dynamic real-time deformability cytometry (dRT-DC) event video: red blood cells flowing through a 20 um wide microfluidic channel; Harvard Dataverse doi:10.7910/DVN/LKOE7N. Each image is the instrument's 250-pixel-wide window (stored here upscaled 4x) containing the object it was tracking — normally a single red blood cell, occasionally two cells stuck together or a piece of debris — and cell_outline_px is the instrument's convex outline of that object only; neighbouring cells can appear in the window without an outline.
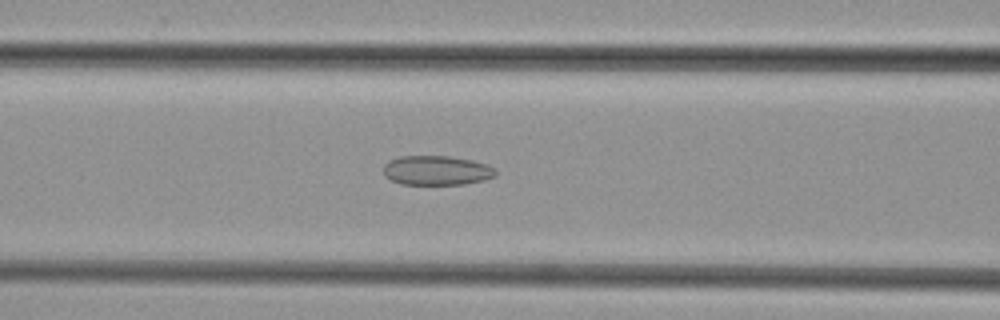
{"species": "common noctule bat (a hibernating species)", "species_latin": "Nyctalus noctula", "temperature_condition": "cold", "stored_images_in_passage": 45, "camera_frame_rate_fps": 3000, "um_per_image_px": 0.085, "animal": {"sex": "female", "body_mass_g": 29.2, "forearm_length_mm": 56.3}, "frame": {"image": 1, "passage_image": 18, "time_ms": 5.667, "image_size_px": [1000, 320], "cell_outline_px": [[496, 176], [484, 180], [464, 184], [400, 184], [384, 176], [384, 164], [388, 160], [400, 156], [448, 156], [472, 160], [496, 168]], "centroid_in_image_um": [37.1, 14.48], "position_along_channel_um": 129.5, "area_um2": 19.31}}
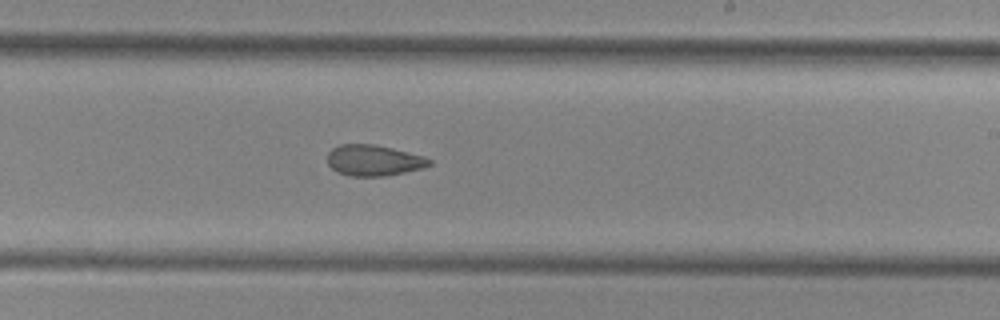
{"frame": {"image": 2, "passage_image": 27, "time_ms": 8.667, "image_size_px": [1000, 320], "cell_outline_px": [[432, 164], [424, 168], [384, 176], [348, 176], [336, 172], [328, 164], [328, 152], [332, 148], [340, 144], [372, 144], [392, 148], [424, 156], [432, 160]], "centroid_in_image_um": [31.76, 13.63], "position_along_channel_um": 257.2, "area_um2": 18.44}}
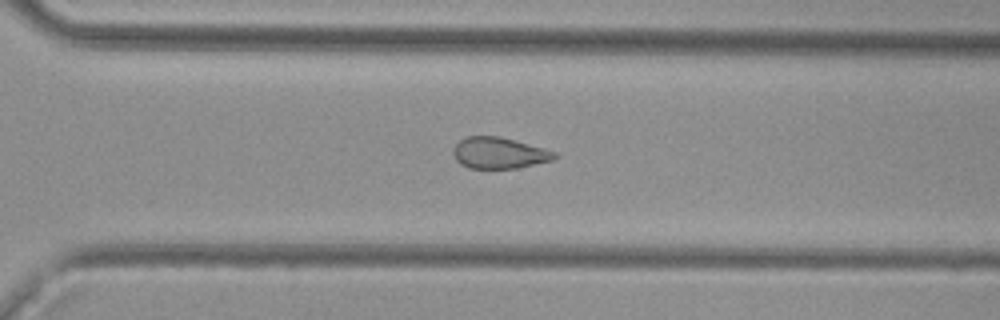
{"frame": {"image": 3, "passage_image": 32, "time_ms": 10.333, "image_size_px": [1000, 320], "cell_outline_px": [[556, 156], [552, 160], [516, 168], [468, 168], [460, 164], [456, 160], [452, 152], [452, 148], [460, 140], [468, 136], [500, 136], [516, 140], [544, 148], [556, 152]], "centroid_in_image_um": [42.39, 12.99], "position_along_channel_um": 328.2, "area_um2": 18.44}}